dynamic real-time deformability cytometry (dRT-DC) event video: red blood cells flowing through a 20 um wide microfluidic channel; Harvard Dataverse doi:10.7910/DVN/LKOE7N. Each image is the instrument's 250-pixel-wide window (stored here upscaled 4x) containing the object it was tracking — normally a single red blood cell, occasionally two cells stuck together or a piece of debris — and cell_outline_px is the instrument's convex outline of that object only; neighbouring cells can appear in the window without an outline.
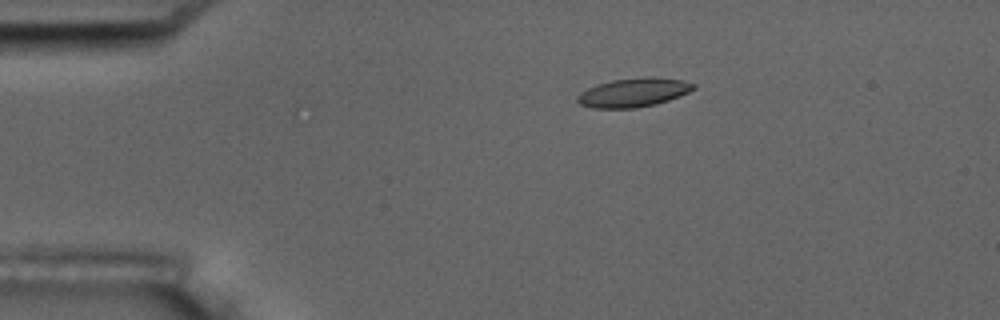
{"species": "common noctule bat (a hibernating species)", "species_latin": "Nyctalus noctula", "temperature_condition": "room temperature", "stored_images_in_passage": 9, "camera_frame_rate_fps": 3000, "um_per_image_px": 0.085, "animal": {"sex": "male", "body_mass_g": 17.5, "forearm_length_mm": 52.3}, "frame": {"image": 1, "passage_image": 1, "time_ms": 0.0, "image_size_px": [1000, 320], "cell_outline_px": [[696, 88], [680, 96], [656, 104], [636, 108], [592, 108], [580, 104], [576, 100], [576, 96], [580, 92], [596, 84], [612, 80], [644, 76], [652, 76], [680, 80], [696, 84]], "centroid_in_image_um": [53.83, 7.85], "position_along_channel_um": 31.2, "area_um2": 19.71}}
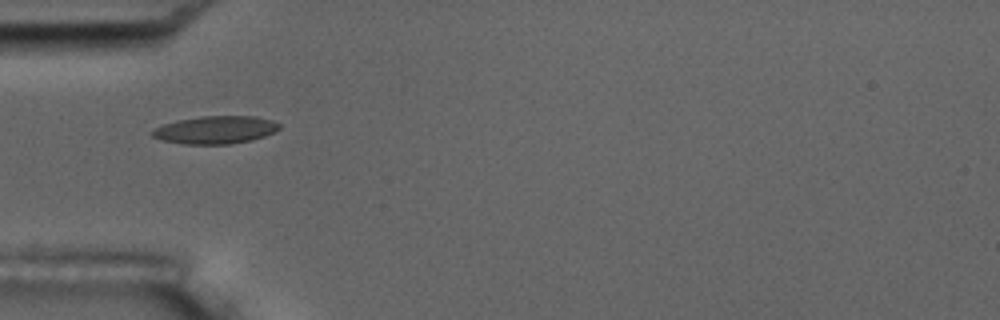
{"frame": {"image": 2, "passage_image": 3, "time_ms": 2.333, "image_size_px": [1000, 320], "cell_outline_px": [[280, 128], [276, 132], [252, 140], [232, 144], [184, 144], [164, 140], [152, 136], [148, 132], [152, 128], [176, 120], [200, 116], [256, 116], [272, 120], [280, 124]], "centroid_in_image_um": [18.3, 11.03], "position_along_channel_um": 66.7, "area_um2": 20.81}}
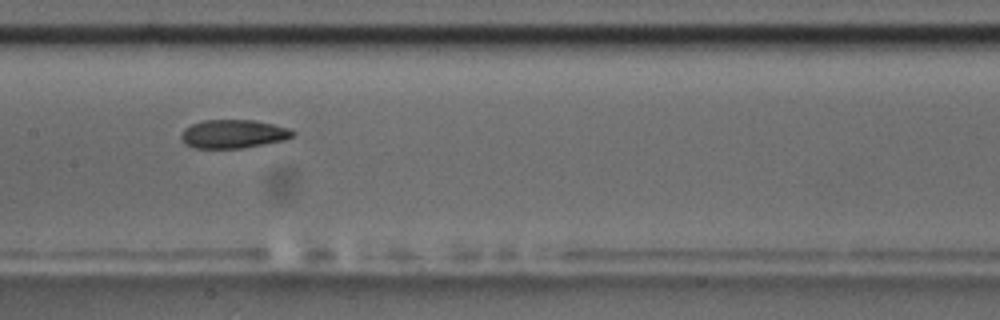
{"frame": {"image": 3, "passage_image": 6, "time_ms": 5.667, "image_size_px": [1000, 320], "cell_outline_px": [[296, 132], [292, 136], [284, 140], [264, 144], [240, 148], [192, 148], [184, 144], [180, 136], [184, 128], [192, 124], [204, 120], [256, 120], [288, 128]], "centroid_in_image_um": [19.8, 11.38], "position_along_channel_um": 187.6, "area_um2": 18.55}}